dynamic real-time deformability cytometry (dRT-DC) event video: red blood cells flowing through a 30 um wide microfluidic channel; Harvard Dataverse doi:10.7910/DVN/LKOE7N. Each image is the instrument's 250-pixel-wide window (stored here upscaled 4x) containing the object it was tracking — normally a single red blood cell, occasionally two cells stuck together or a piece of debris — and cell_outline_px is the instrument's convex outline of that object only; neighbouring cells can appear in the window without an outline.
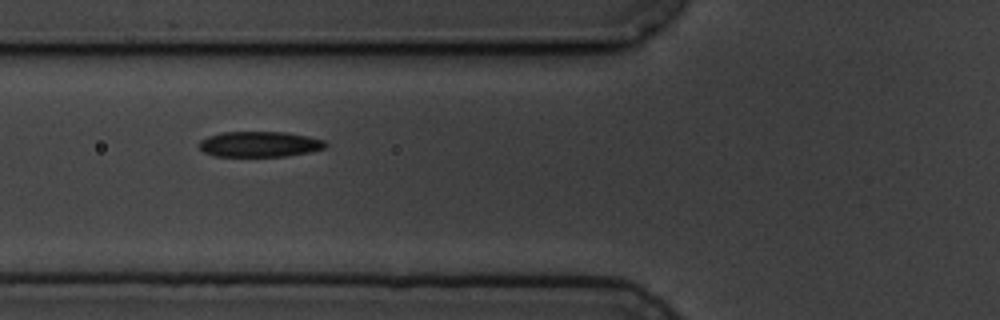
{"species": "common noctule bat (a hibernating species)", "species_latin": "Nyctalus noctula", "temperature_condition": "cold", "stored_images_in_passage": 6, "camera_frame_rate_fps": 3000, "um_per_image_px": 0.085, "animal": {"sex": "male", "body_mass_g": 19.5, "forearm_length_mm": 54.6}, "frame": {"image": 1, "passage_image": 5, "time_ms": 5.667, "image_size_px": [1000, 320], "cell_outline_px": [[328, 144], [324, 148], [308, 152], [284, 156], [216, 156], [204, 152], [200, 148], [200, 140], [208, 136], [220, 132], [288, 132], [308, 136], [324, 140]], "centroid_in_image_um": [22.07, 12.24], "position_along_channel_um": 103.7, "area_um2": 18.73}}
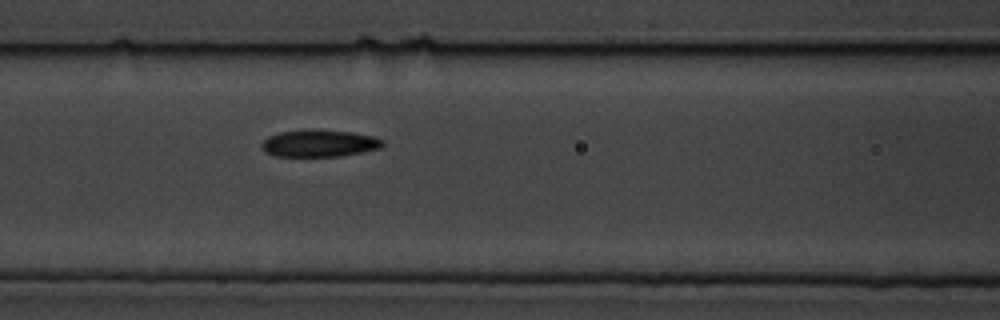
{"frame": {"image": 2, "passage_image": 6, "time_ms": 6.667, "image_size_px": [1000, 320], "cell_outline_px": [[384, 144], [380, 148], [340, 156], [276, 156], [268, 152], [260, 144], [268, 136], [280, 132], [312, 128], [352, 132], [376, 136], [384, 140]], "centroid_in_image_um": [27.18, 12.15], "position_along_channel_um": 139.4, "area_um2": 19.19}}